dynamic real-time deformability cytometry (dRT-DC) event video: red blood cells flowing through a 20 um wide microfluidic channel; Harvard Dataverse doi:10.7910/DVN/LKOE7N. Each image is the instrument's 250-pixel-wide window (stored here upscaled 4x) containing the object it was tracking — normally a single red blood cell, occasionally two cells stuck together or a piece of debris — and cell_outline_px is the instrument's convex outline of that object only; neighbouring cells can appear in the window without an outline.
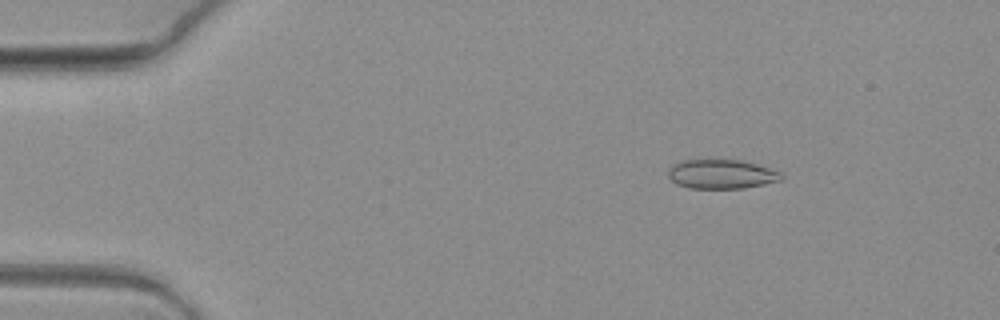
{"species": "common noctule bat (a hibernating species)", "species_latin": "Nyctalus noctula", "temperature_condition": "warm", "stored_images_in_passage": 6, "camera_frame_rate_fps": 3000, "um_per_image_px": 0.085, "animal": {"sex": "female", "body_mass_g": 19.3, "forearm_length_mm": 54.1}, "frame": {"image": 1, "passage_image": 3, "time_ms": 0.667, "image_size_px": [1000, 320], "cell_outline_px": [[784, 176], [780, 180], [764, 184], [744, 188], [688, 188], [676, 184], [668, 176], [668, 168], [672, 164], [684, 160], [740, 160], [756, 164], [780, 172]], "centroid_in_image_um": [61.29, 14.8], "position_along_channel_um": 23.7, "area_um2": 19.19}}
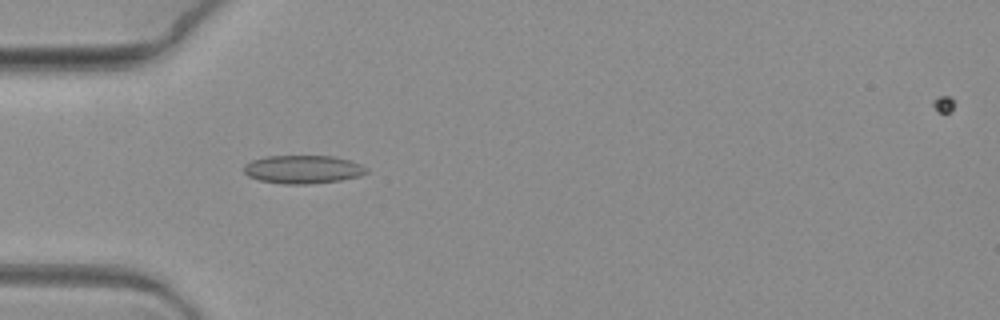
{"frame": {"image": 2, "passage_image": 6, "time_ms": 1.667, "image_size_px": [1000, 320], "cell_outline_px": [[368, 172], [360, 176], [340, 180], [308, 184], [284, 184], [260, 180], [248, 176], [244, 172], [244, 164], [252, 160], [264, 156], [332, 156], [352, 160], [368, 168]], "centroid_in_image_um": [25.76, 14.39], "position_along_channel_um": 59.2, "area_um2": 20.29}}